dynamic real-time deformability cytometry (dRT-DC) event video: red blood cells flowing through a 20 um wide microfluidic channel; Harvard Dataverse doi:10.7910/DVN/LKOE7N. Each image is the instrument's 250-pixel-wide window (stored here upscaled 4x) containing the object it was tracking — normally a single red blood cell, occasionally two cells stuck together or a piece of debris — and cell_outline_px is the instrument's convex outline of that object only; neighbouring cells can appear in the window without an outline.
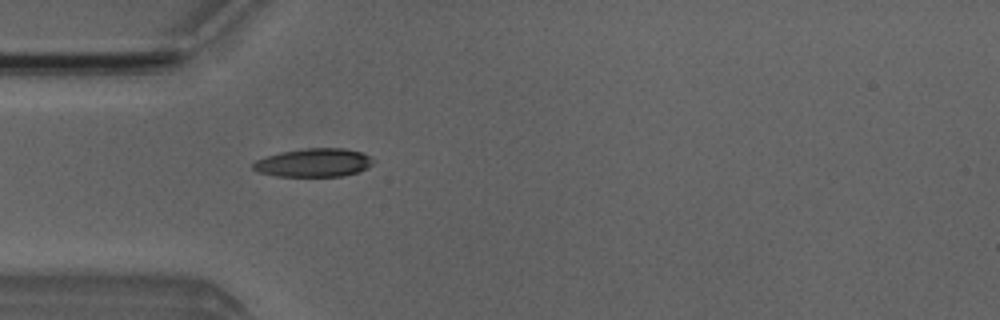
{"species": "Egyptian fruit bat (a non-hibernating species)", "species_latin": "Rousettus aegyptiacus", "temperature_condition": "room temperature", "stored_images_in_passage": 4, "camera_frame_rate_fps": 3000, "um_per_image_px": 0.085, "animal": {"sex": "male"}, "frame": {"image": 1, "passage_image": 4, "time_ms": 3.333, "image_size_px": [1000, 320], "cell_outline_px": [[376, 160], [368, 168], [344, 176], [276, 176], [260, 172], [252, 168], [252, 164], [256, 160], [280, 152], [304, 148], [344, 148], [360, 152]], "centroid_in_image_um": [26.68, 13.82], "position_along_channel_um": 58.3, "area_um2": 19.83}}